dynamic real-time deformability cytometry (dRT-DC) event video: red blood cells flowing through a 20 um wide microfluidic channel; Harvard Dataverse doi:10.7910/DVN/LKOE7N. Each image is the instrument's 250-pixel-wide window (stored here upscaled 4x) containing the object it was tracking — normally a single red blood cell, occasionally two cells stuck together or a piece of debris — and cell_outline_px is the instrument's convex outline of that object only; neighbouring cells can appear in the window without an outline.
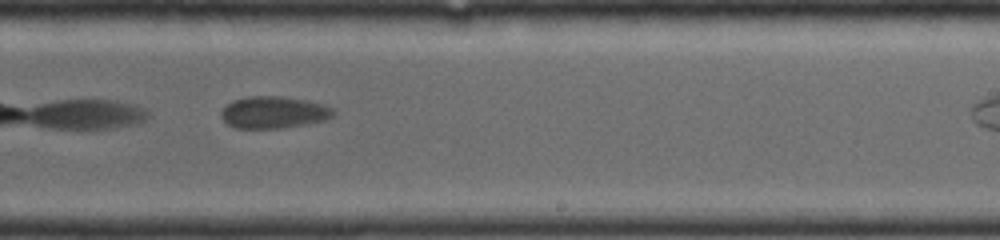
{"species": "common noctule bat (a hibernating species)", "species_latin": "Nyctalus noctula", "temperature_condition": "room temperature", "stored_images_in_passage": 17, "camera_frame_rate_fps": 4000, "um_per_image_px": 0.085, "animal": {"sex": "female", "body_mass_g": 19.0, "forearm_length_mm": 56.7}, "frame": {"image": 1, "passage_image": 12, "time_ms": 4.75, "image_size_px": [1000, 240], "cell_outline_px": [[336, 112], [332, 116], [324, 120], [304, 124], [280, 128], [236, 128], [228, 124], [220, 116], [220, 112], [232, 100], [248, 96], [280, 96], [308, 100], [324, 104], [332, 108]], "centroid_in_image_um": [23.26, 9.54], "position_along_channel_um": 265.7, "area_um2": 20.87}}